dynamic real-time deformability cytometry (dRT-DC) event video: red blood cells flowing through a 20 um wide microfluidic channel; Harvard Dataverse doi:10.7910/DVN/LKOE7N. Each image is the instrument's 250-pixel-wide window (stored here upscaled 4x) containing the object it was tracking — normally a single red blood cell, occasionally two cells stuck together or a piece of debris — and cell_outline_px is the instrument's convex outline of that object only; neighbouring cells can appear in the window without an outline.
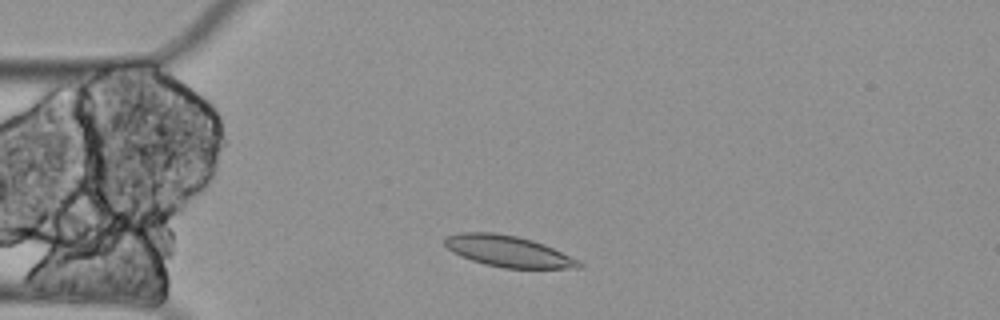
{"species": "Egyptian fruit bat (a non-hibernating species)", "species_latin": "Rousettus aegyptiacus", "temperature_condition": "cold", "stored_images_in_passage": 2, "camera_frame_rate_fps": 3000, "um_per_image_px": 0.085, "animal": {"sex": "female"}, "frame": {"image": 1, "passage_image": 2, "time_ms": 0.333, "image_size_px": [1000, 320], "cell_outline_px": [[584, 268], [504, 268], [484, 264], [460, 256], [452, 252], [444, 244], [444, 236], [460, 232], [492, 232], [516, 236], [532, 240], [544, 244], [580, 260], [584, 264]], "centroid_in_image_um": [43.2, 21.36], "position_along_channel_um": 41.8, "area_um2": 24.57}}